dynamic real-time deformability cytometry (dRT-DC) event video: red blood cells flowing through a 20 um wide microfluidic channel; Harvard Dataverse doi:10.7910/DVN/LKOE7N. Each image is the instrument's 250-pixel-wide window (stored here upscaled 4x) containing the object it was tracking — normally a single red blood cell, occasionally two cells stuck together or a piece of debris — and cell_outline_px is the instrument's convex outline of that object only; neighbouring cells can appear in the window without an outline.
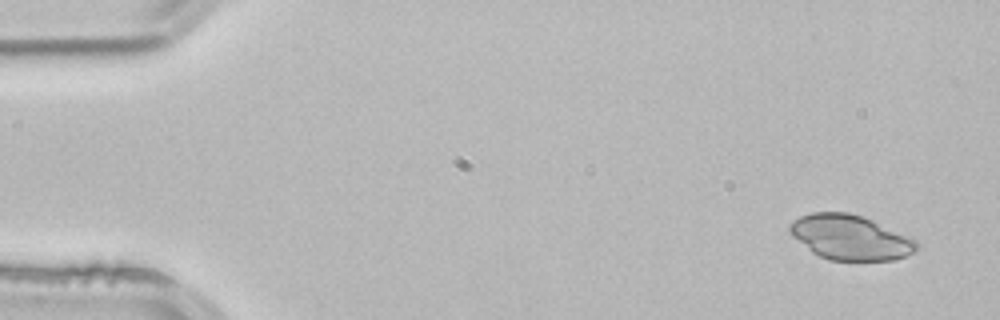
{"species": "common noctule bat (a hibernating species)", "species_latin": "Nyctalus noctula", "temperature_condition": "room temperature", "stored_images_in_passage": 4, "camera_frame_rate_fps": 3000, "um_per_image_px": 0.085, "animal": {"sex": "male", "body_mass_g": 21.5, "forearm_length_mm": 52.0}, "frame": {"image": 1, "passage_image": 1, "time_ms": 0.0, "image_size_px": [1000, 320], "cell_outline_px": [[920, 248], [904, 256], [892, 260], [828, 260], [812, 252], [792, 236], [788, 232], [788, 224], [800, 216], [812, 212], [848, 212], [872, 220], [916, 240]], "centroid_in_image_um": [72.23, 20.17], "position_along_channel_um": 12.8, "area_um2": 32.95}}